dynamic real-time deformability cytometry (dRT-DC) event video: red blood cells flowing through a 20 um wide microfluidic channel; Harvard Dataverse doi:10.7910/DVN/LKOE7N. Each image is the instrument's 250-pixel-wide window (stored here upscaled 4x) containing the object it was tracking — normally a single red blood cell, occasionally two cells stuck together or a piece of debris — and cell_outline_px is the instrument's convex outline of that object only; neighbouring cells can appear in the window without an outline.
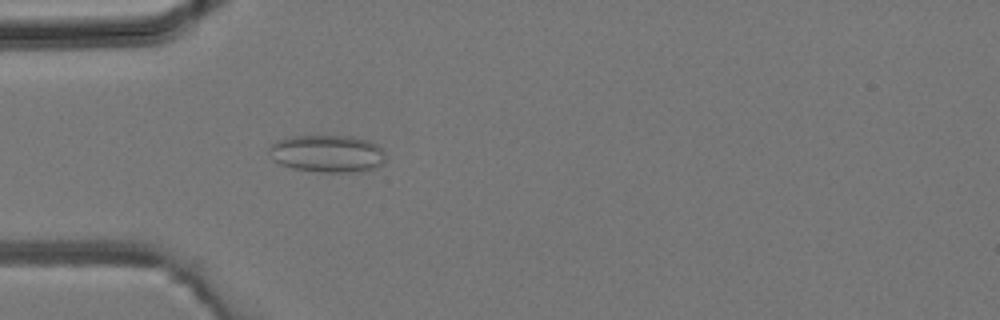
{"species": "common noctule bat (a hibernating species)", "species_latin": "Nyctalus noctula", "temperature_condition": "room temperature", "stored_images_in_passage": 34, "camera_frame_rate_fps": 3000, "um_per_image_px": 0.085, "animal": {"sex": "male", "body_mass_g": 19.2, "forearm_length_mm": 51.8}, "frame": {"image": 1, "passage_image": 4, "time_ms": 1.0, "image_size_px": [1000, 320], "cell_outline_px": [[384, 160], [380, 164], [372, 168], [352, 172], [324, 172], [292, 168], [280, 164], [272, 160], [268, 152], [268, 148], [276, 140], [292, 136], [352, 136], [368, 140], [376, 144], [384, 152]], "centroid_in_image_um": [27.76, 13.04], "position_along_channel_um": 57.2, "area_um2": 25.26}}
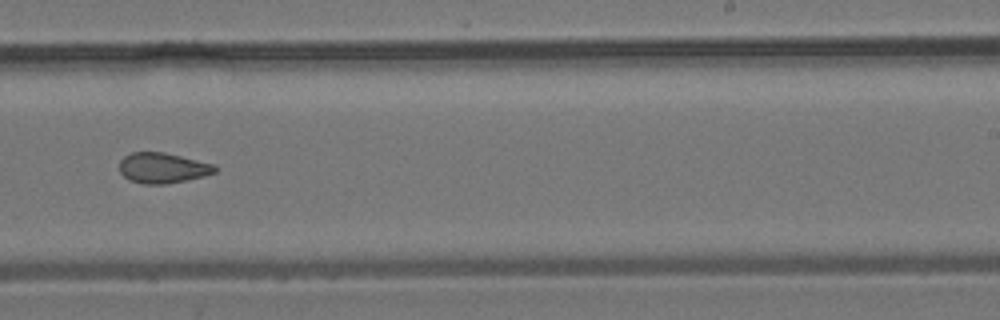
{"frame": {"image": 2, "passage_image": 18, "time_ms": 5.667, "image_size_px": [1000, 320], "cell_outline_px": [[216, 172], [204, 176], [164, 184], [144, 184], [132, 180], [124, 176], [120, 172], [120, 160], [124, 156], [132, 152], [164, 152], [216, 164]], "centroid_in_image_um": [13.84, 14.26], "position_along_channel_um": 275.2, "area_um2": 16.82}}
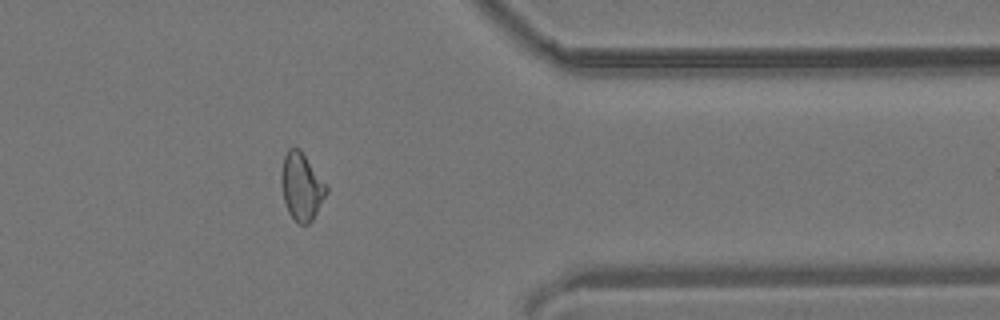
{"frame": {"image": 3, "passage_image": 26, "time_ms": 8.333, "image_size_px": [1000, 320], "cell_outline_px": [[328, 192], [312, 220], [308, 224], [300, 224], [288, 212], [284, 200], [280, 180], [280, 176], [284, 156], [288, 148], [300, 148], [328, 188]], "centroid_in_image_um": [25.62, 15.84], "position_along_channel_um": 385.8, "area_um2": 17.51}}